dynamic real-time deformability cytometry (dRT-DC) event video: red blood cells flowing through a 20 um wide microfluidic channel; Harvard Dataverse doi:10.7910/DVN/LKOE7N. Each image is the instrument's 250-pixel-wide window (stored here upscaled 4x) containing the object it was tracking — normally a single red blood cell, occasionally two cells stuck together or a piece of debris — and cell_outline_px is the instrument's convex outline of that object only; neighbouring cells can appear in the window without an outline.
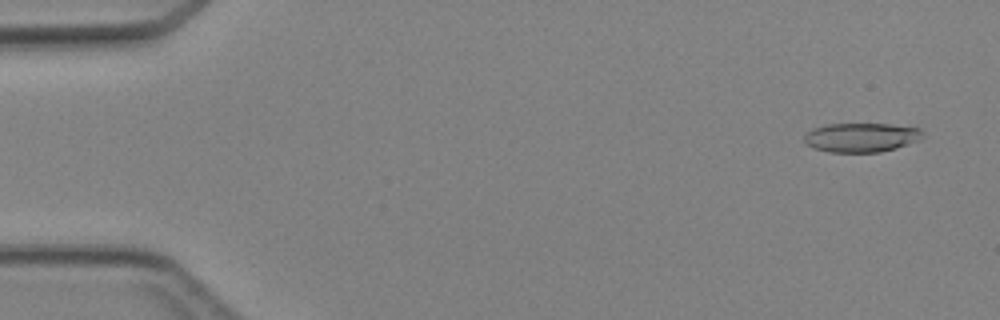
{"species": "Egyptian fruit bat (a non-hibernating species)", "species_latin": "Rousettus aegyptiacus", "temperature_condition": "cold", "stored_images_in_passage": 3, "camera_frame_rate_fps": 3000, "um_per_image_px": 0.085, "animal": {"sex": "female"}, "frame": {"image": 1, "passage_image": 1, "time_ms": 0.0, "image_size_px": [1000, 320], "cell_outline_px": [[924, 136], [920, 140], [896, 148], [880, 152], [828, 152], [816, 148], [808, 144], [804, 140], [804, 136], [812, 128], [828, 124], [892, 124], [920, 128], [924, 132]], "centroid_in_image_um": [73.26, 11.67], "position_along_channel_um": 11.7, "area_um2": 20.17}}